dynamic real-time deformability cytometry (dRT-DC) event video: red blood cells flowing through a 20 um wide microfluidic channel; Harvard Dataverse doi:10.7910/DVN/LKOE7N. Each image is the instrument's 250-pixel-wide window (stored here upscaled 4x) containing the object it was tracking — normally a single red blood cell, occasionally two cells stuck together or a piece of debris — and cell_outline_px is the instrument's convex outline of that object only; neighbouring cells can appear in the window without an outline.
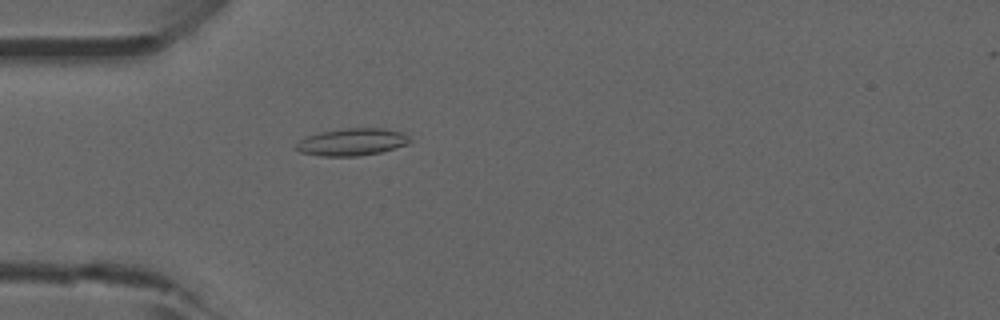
{"species": "common noctule bat (a hibernating species)", "species_latin": "Nyctalus noctula", "temperature_condition": "room temperature", "stored_images_in_passage": 35, "camera_frame_rate_fps": 3000, "um_per_image_px": 0.085, "animal": {"sex": "male", "forearm_length_mm": 52.5}, "frame": {"image": 1, "passage_image": 16, "time_ms": 5.0, "image_size_px": [1000, 320], "cell_outline_px": [[412, 140], [408, 144], [380, 152], [356, 156], [320, 156], [300, 152], [296, 148], [296, 144], [304, 136], [320, 132], [348, 128], [384, 128], [400, 132], [408, 136]], "centroid_in_image_um": [29.9, 12.07], "position_along_channel_um": 55.1, "area_um2": 17.98}}
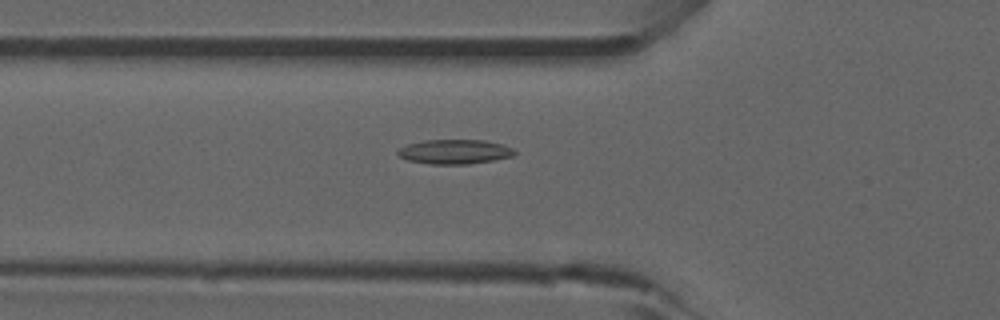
{"frame": {"image": 2, "passage_image": 19, "time_ms": 6.0, "image_size_px": [1000, 320], "cell_outline_px": [[516, 152], [512, 156], [492, 160], [468, 164], [428, 164], [408, 160], [400, 156], [396, 152], [396, 148], [408, 144], [424, 140], [484, 140], [500, 144], [512, 148]], "centroid_in_image_um": [38.58, 12.89], "position_along_channel_um": 87.2, "area_um2": 16.59}}
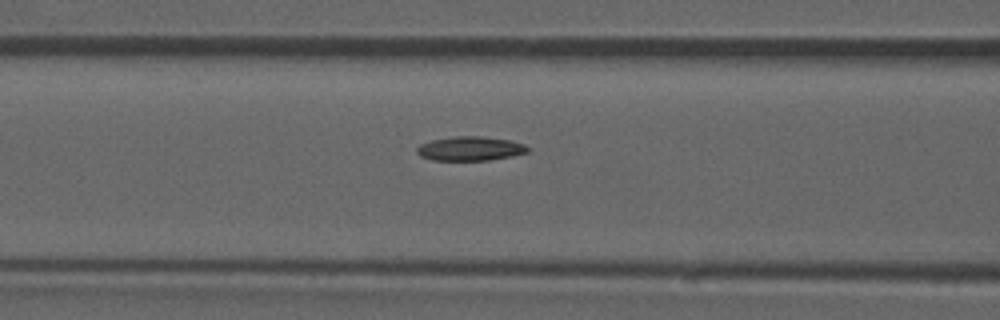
{"frame": {"image": 3, "passage_image": 22, "time_ms": 7.0, "image_size_px": [1000, 320], "cell_outline_px": [[528, 152], [512, 156], [488, 160], [432, 160], [420, 156], [416, 152], [416, 148], [420, 144], [432, 140], [456, 136], [480, 136], [508, 140], [524, 144], [528, 148]], "centroid_in_image_um": [39.93, 12.63], "position_along_channel_um": 126.7, "area_um2": 15.49}}